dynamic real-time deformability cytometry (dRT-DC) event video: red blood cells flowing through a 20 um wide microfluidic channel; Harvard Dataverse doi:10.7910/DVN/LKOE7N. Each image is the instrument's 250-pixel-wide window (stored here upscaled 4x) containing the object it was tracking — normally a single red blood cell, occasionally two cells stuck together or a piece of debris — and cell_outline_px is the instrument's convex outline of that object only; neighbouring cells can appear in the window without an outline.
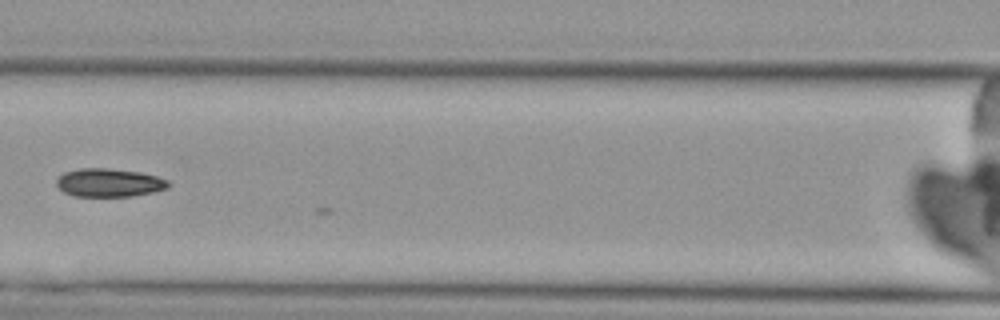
{"species": "Egyptian fruit bat (a non-hibernating species)", "species_latin": "Rousettus aegyptiacus", "temperature_condition": "cold", "stored_images_in_passage": 9, "camera_frame_rate_fps": 3000, "um_per_image_px": 0.085, "animal": {"sex": "female"}, "frame": {"image": 1, "passage_image": 8, "time_ms": 13.0, "image_size_px": [1000, 320], "cell_outline_px": [[172, 184], [168, 188], [152, 192], [132, 196], [72, 196], [64, 192], [56, 184], [56, 180], [64, 172], [80, 168], [108, 168], [140, 172], [156, 176], [168, 180]], "centroid_in_image_um": [9.29, 15.52], "position_along_channel_um": 157.3, "area_um2": 18.5}}
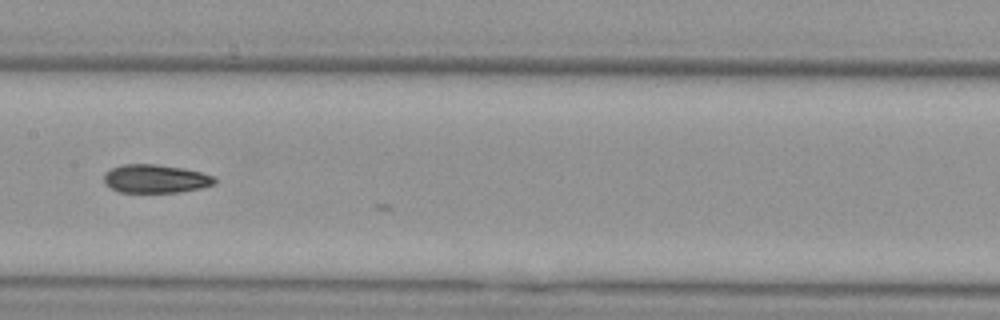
{"frame": {"image": 2, "passage_image": 9, "time_ms": 14.0, "image_size_px": [1000, 320], "cell_outline_px": [[216, 184], [200, 188], [180, 192], [120, 192], [104, 184], [104, 172], [112, 168], [124, 164], [156, 164], [184, 168], [200, 172], [212, 176], [216, 180]], "centroid_in_image_um": [13.2, 15.19], "position_along_channel_um": 194.2, "area_um2": 18.32}}